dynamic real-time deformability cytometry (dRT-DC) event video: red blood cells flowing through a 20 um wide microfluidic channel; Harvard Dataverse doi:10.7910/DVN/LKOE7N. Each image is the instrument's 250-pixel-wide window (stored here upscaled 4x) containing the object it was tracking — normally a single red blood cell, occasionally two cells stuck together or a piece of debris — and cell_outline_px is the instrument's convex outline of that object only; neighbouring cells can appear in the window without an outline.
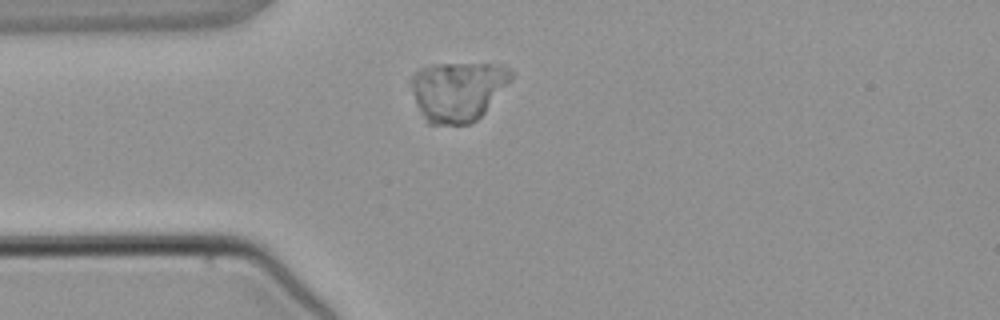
{"species": "common noctule bat (a hibernating species)", "species_latin": "Nyctalus noctula", "temperature_condition": "warm", "stored_images_in_passage": 1, "camera_frame_rate_fps": 3000, "um_per_image_px": 0.085, "animal": {"sex": "male", "body_mass_g": 21.5, "forearm_length_mm": 52.0}, "frame": {"image": 1, "passage_image": 1, "time_ms": 0.0, "image_size_px": [1000, 320], "cell_outline_px": [[512, 80], [484, 112], [472, 124], [428, 124], [420, 112], [416, 104], [412, 92], [412, 80], [416, 72], [420, 68], [436, 64], [500, 64], [508, 68], [512, 72]], "centroid_in_image_um": [38.93, 7.74], "position_along_channel_um": 46.1, "area_um2": 34.56}}